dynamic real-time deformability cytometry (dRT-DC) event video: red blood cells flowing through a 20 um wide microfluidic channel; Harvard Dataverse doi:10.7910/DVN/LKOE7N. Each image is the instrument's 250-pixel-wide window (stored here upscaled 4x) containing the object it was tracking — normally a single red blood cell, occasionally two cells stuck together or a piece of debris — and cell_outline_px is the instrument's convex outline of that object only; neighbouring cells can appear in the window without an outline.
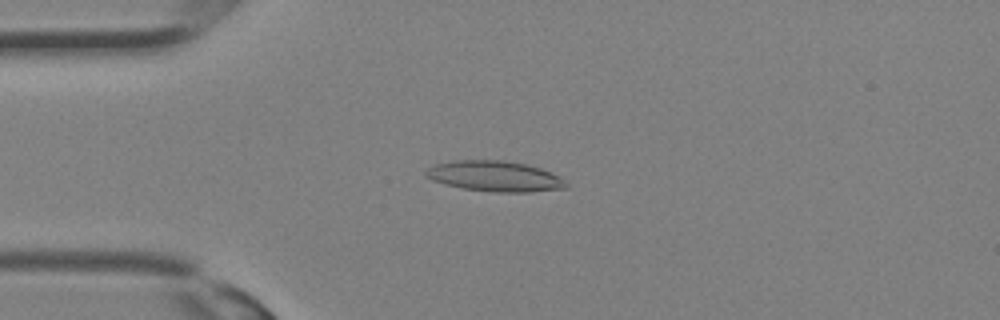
{"species": "Egyptian fruit bat (a non-hibernating species)", "species_latin": "Rousettus aegyptiacus", "temperature_condition": "room temperature", "stored_images_in_passage": 32, "camera_frame_rate_fps": 3000, "um_per_image_px": 0.085, "animal": {"sex": "female"}, "frame": {"image": 1, "passage_image": 8, "time_ms": 2.333, "image_size_px": [1000, 320], "cell_outline_px": [[568, 188], [532, 192], [496, 192], [464, 188], [444, 184], [432, 180], [424, 176], [424, 172], [432, 164], [452, 160], [504, 160], [528, 164], [540, 168], [564, 180], [568, 184]], "centroid_in_image_um": [42.01, 14.97], "position_along_channel_um": 43.0, "area_um2": 25.09}}
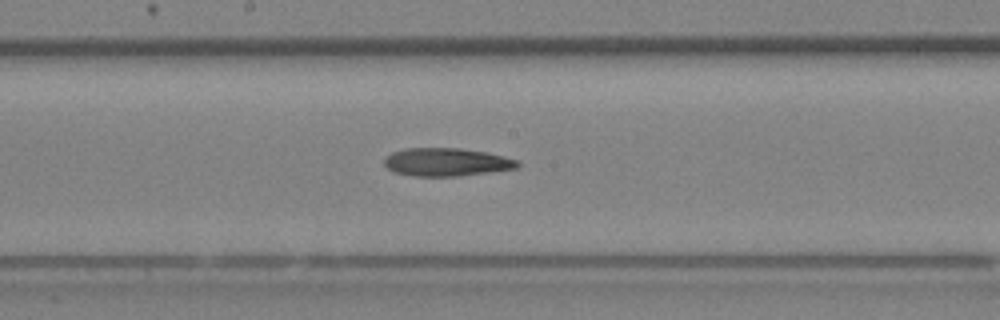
{"frame": {"image": 2, "passage_image": 17, "time_ms": 5.333, "image_size_px": [1000, 320], "cell_outline_px": [[520, 164], [516, 168], [460, 176], [416, 176], [392, 172], [384, 164], [384, 160], [392, 152], [404, 148], [460, 148], [488, 152], [520, 160]], "centroid_in_image_um": [37.97, 13.77], "position_along_channel_um": 210.2, "area_um2": 21.91}}
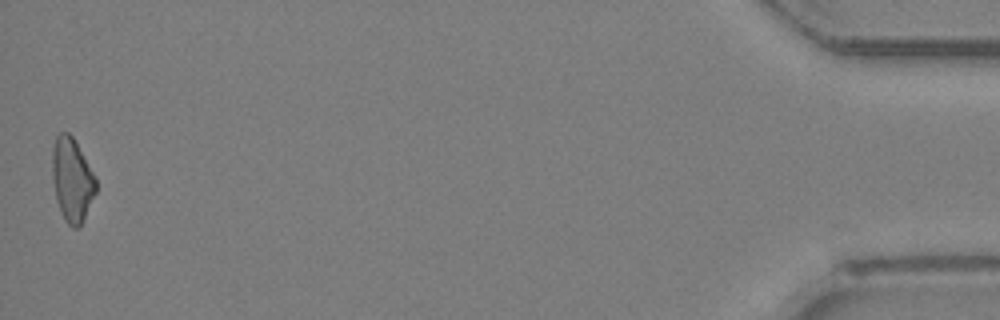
{"frame": {"image": 3, "passage_image": 32, "time_ms": 10.333, "image_size_px": [1000, 320], "cell_outline_px": [[96, 192], [80, 224], [76, 228], [72, 228], [64, 220], [56, 200], [52, 180], [52, 148], [56, 136], [60, 132], [68, 132], [72, 136], [96, 176]], "centroid_in_image_um": [6.1, 15.26], "position_along_channel_um": 429.1, "area_um2": 21.21}}